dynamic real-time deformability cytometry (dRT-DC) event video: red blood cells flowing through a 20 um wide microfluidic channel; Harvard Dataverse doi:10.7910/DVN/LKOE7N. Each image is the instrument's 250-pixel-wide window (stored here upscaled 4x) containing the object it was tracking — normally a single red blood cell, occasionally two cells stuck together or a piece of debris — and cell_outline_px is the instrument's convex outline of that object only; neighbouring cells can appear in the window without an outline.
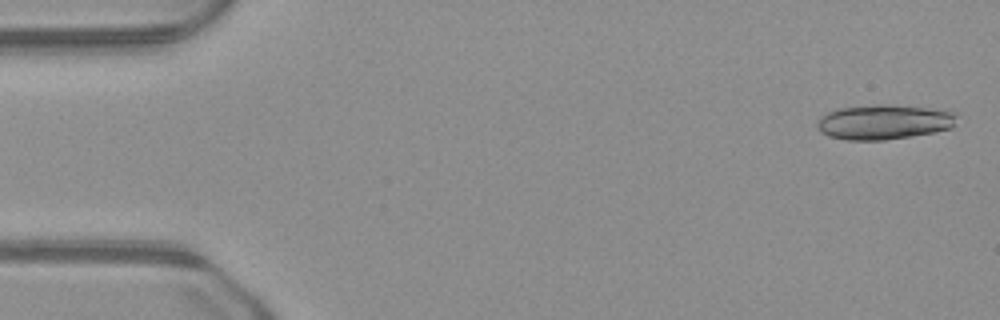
{"species": "common noctule bat (a hibernating species)", "species_latin": "Nyctalus noctula", "temperature_condition": "warm", "stored_images_in_passage": 16, "camera_frame_rate_fps": 3000, "um_per_image_px": 0.085, "animal": {"sex": "male", "body_mass_g": 23.1, "forearm_length_mm": 52.7}, "frame": {"image": 1, "passage_image": 2, "time_ms": 0.333, "image_size_px": [1000, 320], "cell_outline_px": [[960, 112], [952, 128], [912, 136], [884, 140], [848, 140], [828, 136], [820, 132], [816, 128], [816, 124], [820, 116], [836, 108], [872, 104], [888, 104], [928, 108]], "centroid_in_image_um": [75.12, 10.36], "position_along_channel_um": 9.9, "area_um2": 28.78}}